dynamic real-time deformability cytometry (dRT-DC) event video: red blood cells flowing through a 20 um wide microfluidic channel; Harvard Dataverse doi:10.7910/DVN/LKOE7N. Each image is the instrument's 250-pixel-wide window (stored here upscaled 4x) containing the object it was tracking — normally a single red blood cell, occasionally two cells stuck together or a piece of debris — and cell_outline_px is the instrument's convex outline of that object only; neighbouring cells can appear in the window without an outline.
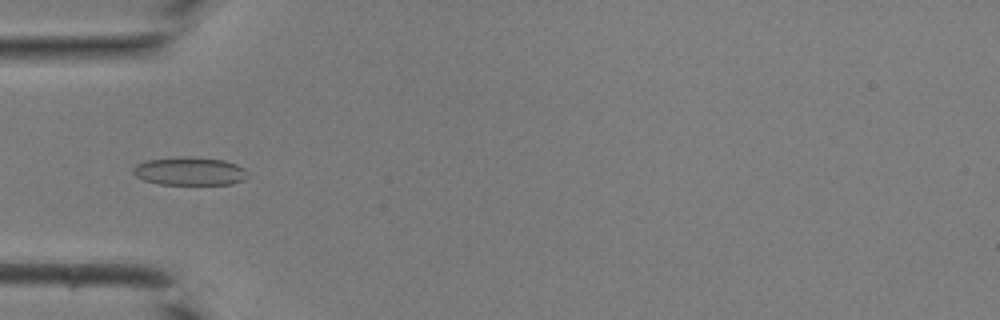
{"species": "common noctule bat (a hibernating species)", "species_latin": "Nyctalus noctula", "temperature_condition": "room temperature", "stored_images_in_passage": 37, "segment_of_instrument_passage": [1, 2], "camera_frame_rate_fps": 3000, "um_per_image_px": 0.085, "animal": {"sex": "male", "body_mass_g": 19.0, "forearm_length_mm": 50.8}, "frame": {"image": 1, "passage_image": 13, "time_ms": 4.0, "image_size_px": [1000, 320], "cell_outline_px": [[244, 180], [232, 184], [160, 184], [144, 180], [136, 176], [132, 172], [132, 168], [136, 164], [144, 160], [184, 156], [188, 156], [224, 160], [236, 164], [244, 168]], "centroid_in_image_um": [16.06, 14.54], "position_along_channel_um": 68.9, "area_um2": 18.79}}
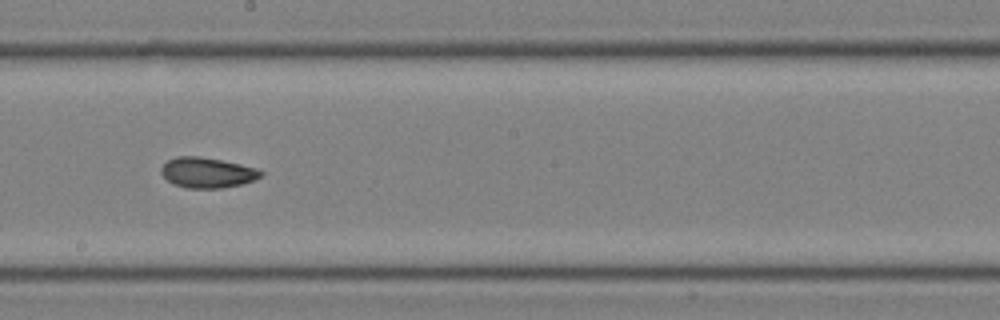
{"frame": {"image": 2, "passage_image": 23, "time_ms": 7.333, "image_size_px": [1000, 320], "cell_outline_px": [[264, 172], [260, 176], [252, 180], [240, 184], [220, 188], [188, 188], [172, 184], [160, 172], [160, 168], [168, 160], [176, 156], [196, 156], [220, 160], [240, 164], [256, 168]], "centroid_in_image_um": [17.57, 14.67], "position_along_channel_um": 230.6, "area_um2": 17.4}}
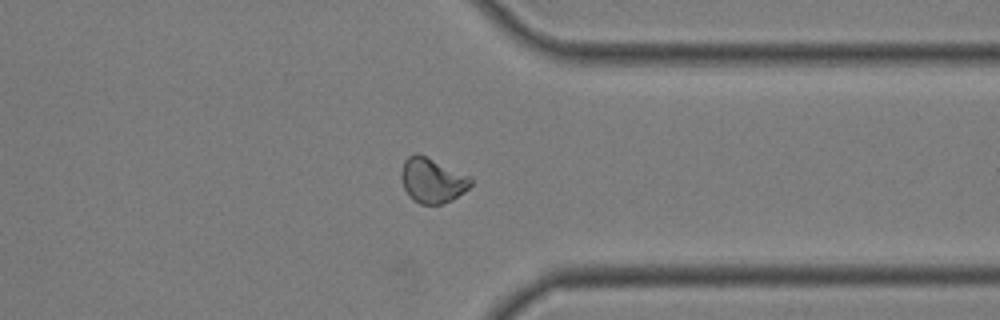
{"frame": {"image": 3, "passage_image": 32, "time_ms": 10.333, "image_size_px": [1000, 320], "cell_outline_px": [[472, 184], [464, 192], [452, 200], [444, 204], [420, 204], [412, 200], [408, 196], [404, 188], [400, 176], [400, 172], [404, 160], [408, 156], [416, 152], [468, 176], [472, 180]], "centroid_in_image_um": [36.69, 15.35], "position_along_channel_um": 374.7, "area_um2": 18.09}}